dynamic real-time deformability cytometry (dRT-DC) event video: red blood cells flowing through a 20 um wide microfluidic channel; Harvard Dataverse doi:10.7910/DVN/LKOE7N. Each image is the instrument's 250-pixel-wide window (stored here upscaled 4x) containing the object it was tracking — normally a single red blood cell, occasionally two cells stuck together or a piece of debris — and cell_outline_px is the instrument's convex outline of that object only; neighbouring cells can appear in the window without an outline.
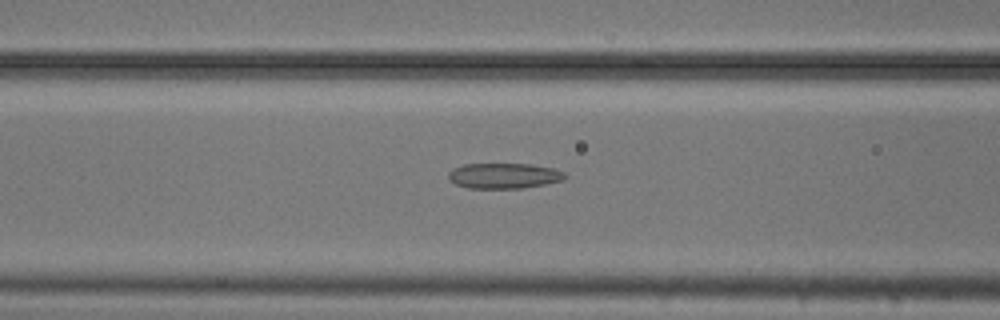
{"species": "common noctule bat (a hibernating species)", "species_latin": "Nyctalus noctula", "temperature_condition": "cold", "stored_images_in_passage": 52, "camera_frame_rate_fps": 3000, "um_per_image_px": 0.085, "animal": {"sex": "male", "body_mass_g": 20.5, "forearm_length_mm": 52.5}, "frame": {"image": 1, "passage_image": 20, "time_ms": 6.333, "image_size_px": [1000, 320], "cell_outline_px": [[568, 176], [564, 180], [544, 184], [520, 188], [468, 188], [456, 184], [448, 180], [448, 172], [452, 168], [464, 164], [532, 164], [552, 168], [564, 172]], "centroid_in_image_um": [42.82, 14.93], "position_along_channel_um": 123.8, "area_um2": 17.34}}
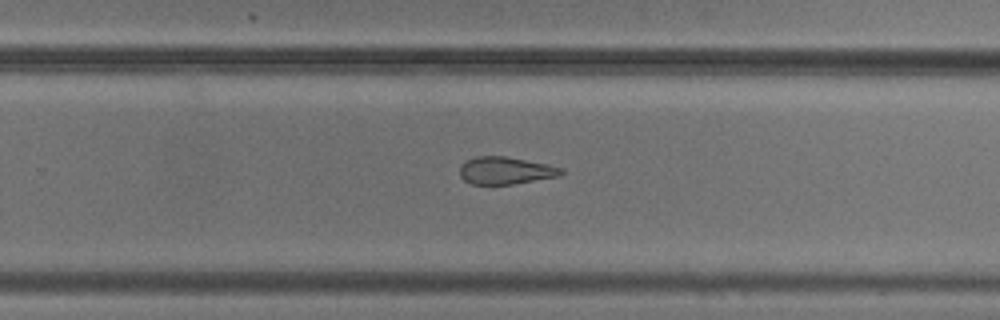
{"frame": {"image": 2, "passage_image": 33, "time_ms": 10.667, "image_size_px": [1000, 320], "cell_outline_px": [[564, 172], [560, 176], [512, 184], [472, 184], [464, 180], [460, 176], [460, 164], [476, 156], [504, 156], [548, 164], [564, 168]], "centroid_in_image_um": [42.98, 14.49], "position_along_channel_um": 286.8, "area_um2": 16.18}}
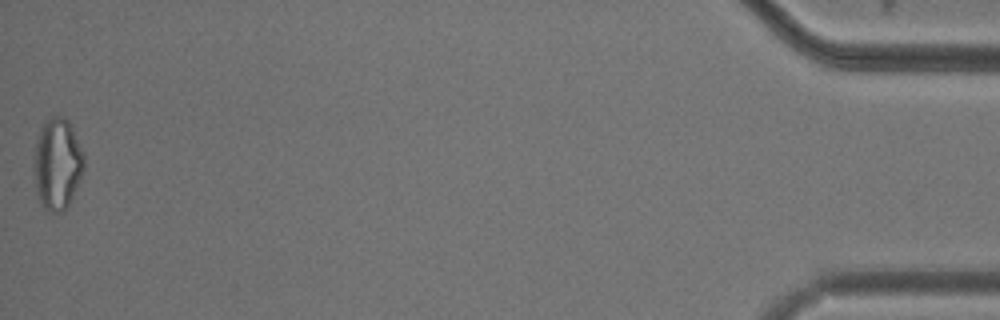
{"frame": {"image": 3, "passage_image": 52, "time_ms": 17.0, "image_size_px": [1000, 320], "cell_outline_px": [[84, 168], [72, 196], [68, 204], [60, 212], [48, 212], [44, 208], [36, 192], [32, 168], [32, 164], [36, 140], [40, 128], [52, 116], [64, 116], [68, 120], [84, 152]], "centroid_in_image_um": [4.84, 13.91], "position_along_channel_um": 430.4, "area_um2": 26.76}, "authors_computed_cell_mechanics": {"area_um2": 20.0277, "velocity_mm_per_s": 3.773, "shape_relaxation_time_tau1_ms": null, "shape_relaxation_time_tau2_ms": 2.9908, "deformation_change_tau1": null, "deformation_change_tau2": 0.1299}}